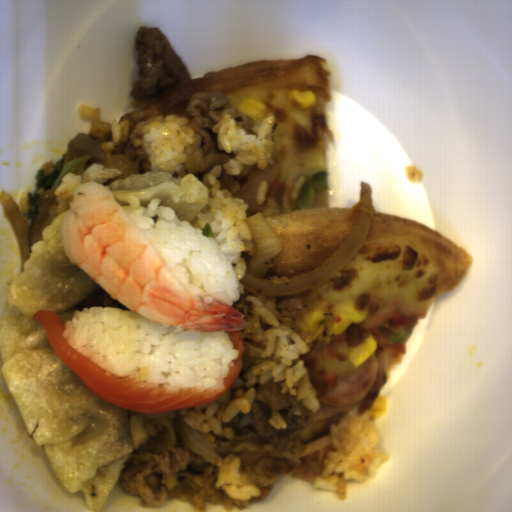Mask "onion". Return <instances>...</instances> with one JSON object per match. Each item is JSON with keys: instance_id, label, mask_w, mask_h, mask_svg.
<instances>
[{"instance_id": "onion-1", "label": "onion", "mask_w": 512, "mask_h": 512, "mask_svg": "<svg viewBox=\"0 0 512 512\" xmlns=\"http://www.w3.org/2000/svg\"><path fill=\"white\" fill-rule=\"evenodd\" d=\"M358 216L339 247L314 269L285 278H266L275 267L281 251V241L262 212L252 214L247 224L253 242V258L242 279L241 287L262 296H290L315 288L333 276L360 248L367 238L373 214L372 188L359 182Z\"/></svg>"}, {"instance_id": "onion-2", "label": "onion", "mask_w": 512, "mask_h": 512, "mask_svg": "<svg viewBox=\"0 0 512 512\" xmlns=\"http://www.w3.org/2000/svg\"><path fill=\"white\" fill-rule=\"evenodd\" d=\"M1 205L14 230L22 266L30 254L38 236L44 230L47 214L55 202V190L40 197L29 222L8 192L1 193Z\"/></svg>"}, {"instance_id": "onion-3", "label": "onion", "mask_w": 512, "mask_h": 512, "mask_svg": "<svg viewBox=\"0 0 512 512\" xmlns=\"http://www.w3.org/2000/svg\"><path fill=\"white\" fill-rule=\"evenodd\" d=\"M146 415L149 418L160 419L164 426V435L160 443L155 446L154 452L168 451L173 447L177 438H180L195 456H200L206 462L218 466L221 464L223 459L213 439L206 432L193 429L184 416L169 417L164 412Z\"/></svg>"}, {"instance_id": "onion-4", "label": "onion", "mask_w": 512, "mask_h": 512, "mask_svg": "<svg viewBox=\"0 0 512 512\" xmlns=\"http://www.w3.org/2000/svg\"><path fill=\"white\" fill-rule=\"evenodd\" d=\"M281 164L274 162L270 165H265L261 170L256 171L246 177L233 198L238 201L247 203L253 202L257 199L256 194L260 188L261 183H273L278 180Z\"/></svg>"}]
</instances>
